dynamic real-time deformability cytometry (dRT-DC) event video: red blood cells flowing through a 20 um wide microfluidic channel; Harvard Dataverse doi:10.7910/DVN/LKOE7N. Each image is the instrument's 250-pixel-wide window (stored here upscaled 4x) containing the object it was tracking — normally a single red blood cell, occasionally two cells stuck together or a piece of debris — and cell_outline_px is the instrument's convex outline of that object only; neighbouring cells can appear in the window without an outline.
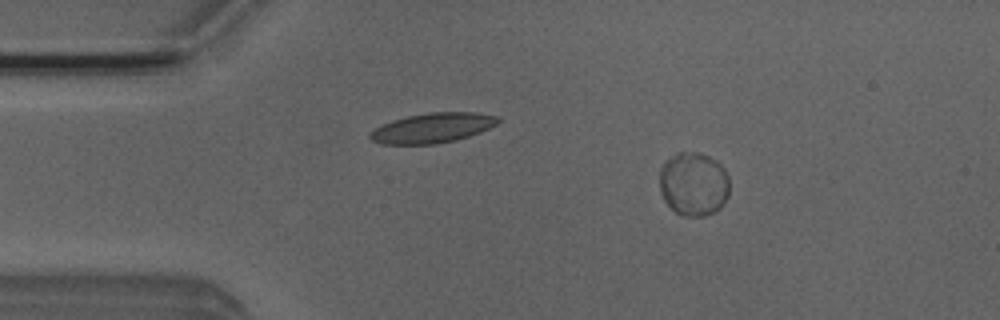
{"species": "Egyptian fruit bat (a non-hibernating species)", "species_latin": "Rousettus aegyptiacus", "temperature_condition": "room temperature", "stored_images_in_passage": 3, "camera_frame_rate_fps": 3000, "um_per_image_px": 0.085, "animal": {"sex": "male"}, "frame": {"image": 1, "passage_image": 1, "time_ms": 0.0, "image_size_px": [1000, 320], "cell_outline_px": [[728, 196], [720, 208], [704, 216], [684, 216], [676, 212], [664, 200], [660, 192], [660, 168], [664, 160], [676, 152], [696, 152], [708, 156], [716, 160], [724, 168], [728, 176]], "centroid_in_image_um": [58.93, 15.62], "position_along_channel_um": 26.1, "area_um2": 26.13}}
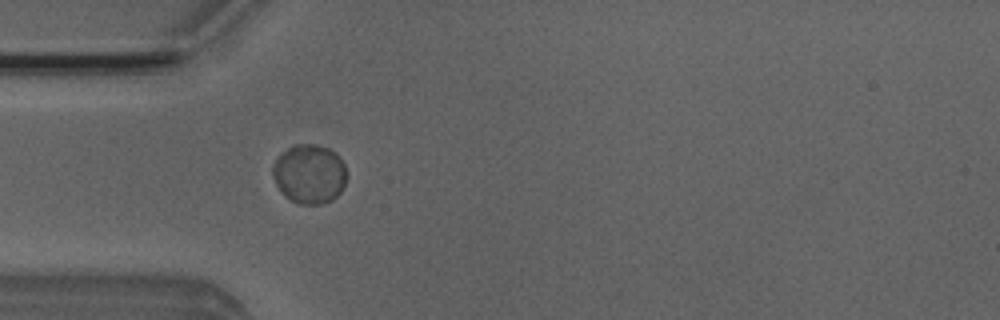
{"frame": {"image": 2, "passage_image": 3, "time_ms": 0.667, "image_size_px": [1000, 320], "cell_outline_px": [[348, 176], [340, 192], [332, 200], [320, 204], [296, 204], [284, 196], [276, 184], [272, 172], [272, 164], [292, 144], [312, 144], [328, 148], [340, 156], [344, 164]], "centroid_in_image_um": [26.31, 14.79], "position_along_channel_um": 58.7, "area_um2": 25.66}}